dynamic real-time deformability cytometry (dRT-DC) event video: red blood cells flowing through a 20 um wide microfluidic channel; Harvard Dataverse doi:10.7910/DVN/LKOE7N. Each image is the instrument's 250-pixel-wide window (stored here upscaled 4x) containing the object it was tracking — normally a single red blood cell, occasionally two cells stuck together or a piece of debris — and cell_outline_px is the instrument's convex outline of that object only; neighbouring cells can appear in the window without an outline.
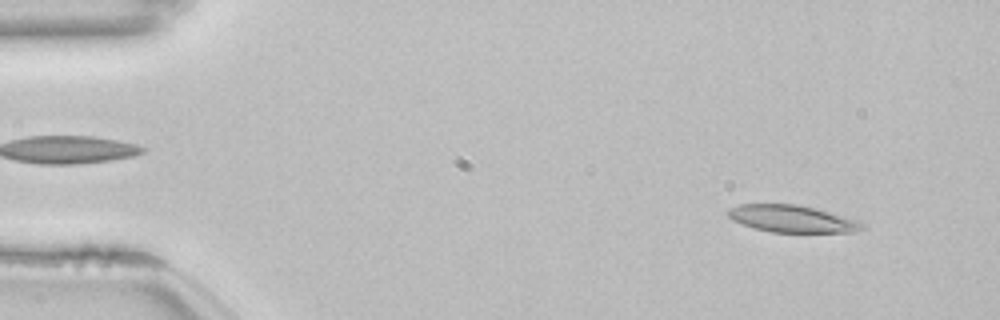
{"species": "common noctule bat (a hibernating species)", "species_latin": "Nyctalus noctula", "temperature_condition": "room temperature", "stored_images_in_passage": 11, "segment_of_instrument_passage": [1, 2], "camera_frame_rate_fps": 3000, "um_per_image_px": 0.085, "animal": {"sex": "female", "body_mass_g": 22.7, "forearm_length_mm": 54.2}, "frame": {"image": 1, "passage_image": 4, "time_ms": 1.0, "image_size_px": [1000, 320], "cell_outline_px": [[864, 228], [852, 232], [772, 232], [756, 228], [732, 220], [728, 216], [728, 208], [740, 204], [800, 204], [816, 208], [856, 220], [864, 224]], "centroid_in_image_um": [67.31, 18.58], "position_along_channel_um": 17.7, "area_um2": 20.98}}